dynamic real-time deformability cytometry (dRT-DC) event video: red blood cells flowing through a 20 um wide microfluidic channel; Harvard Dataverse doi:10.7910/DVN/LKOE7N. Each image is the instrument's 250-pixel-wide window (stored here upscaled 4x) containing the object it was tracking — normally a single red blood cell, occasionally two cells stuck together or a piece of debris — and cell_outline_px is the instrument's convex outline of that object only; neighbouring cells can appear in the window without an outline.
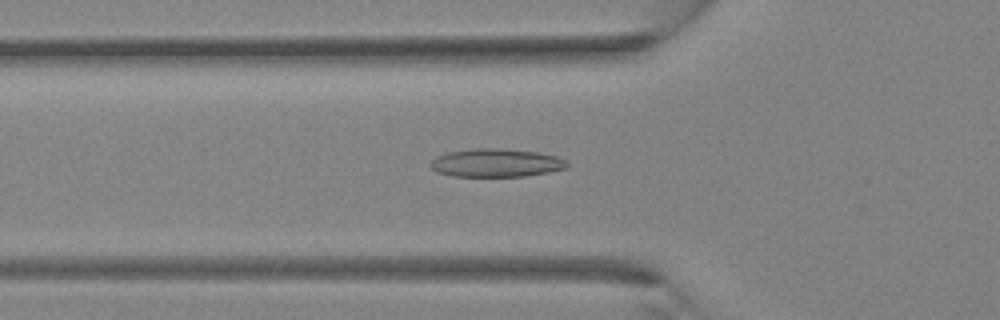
{"species": "Egyptian fruit bat (a non-hibernating species)", "species_latin": "Rousettus aegyptiacus", "temperature_condition": "room temperature", "stored_images_in_passage": 38, "camera_frame_rate_fps": 3000, "um_per_image_px": 0.085, "animal": {"sex": "female"}, "frame": {"image": 1, "passage_image": 13, "time_ms": 4.0, "image_size_px": [1000, 320], "cell_outline_px": [[568, 164], [564, 168], [548, 172], [524, 176], [452, 176], [436, 172], [428, 164], [436, 156], [448, 152], [476, 148], [500, 148], [540, 152], [556, 156], [564, 160]], "centroid_in_image_um": [42.12, 13.83], "position_along_channel_um": 83.7, "area_um2": 22.43}}
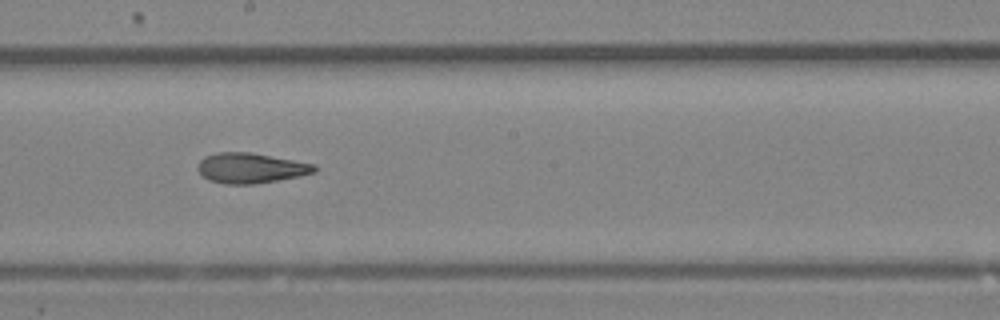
{"frame": {"image": 2, "passage_image": 21, "time_ms": 6.667, "image_size_px": [1000, 320], "cell_outline_px": [[316, 172], [300, 176], [256, 184], [224, 184], [208, 180], [196, 168], [200, 160], [204, 156], [216, 152], [248, 152], [316, 164]], "centroid_in_image_um": [21.3, 14.29], "position_along_channel_um": 226.9, "area_um2": 20.58}}
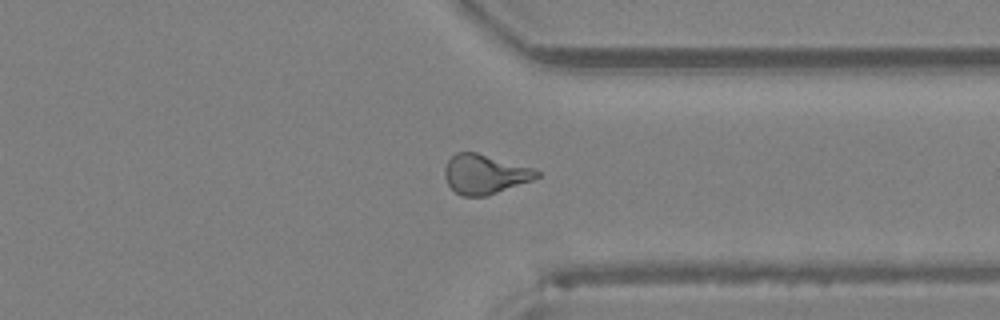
{"frame": {"image": 3, "passage_image": 29, "time_ms": 9.333, "image_size_px": [1000, 320], "cell_outline_px": [[540, 176], [532, 180], [488, 196], [460, 196], [448, 184], [444, 176], [444, 168], [448, 160], [456, 152], [476, 152], [536, 168], [540, 172]], "centroid_in_image_um": [41.22, 14.8], "position_along_channel_um": 370.2, "area_um2": 21.39}}